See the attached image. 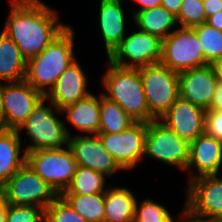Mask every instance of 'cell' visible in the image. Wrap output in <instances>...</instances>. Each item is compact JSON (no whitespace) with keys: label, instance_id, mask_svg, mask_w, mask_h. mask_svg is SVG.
Segmentation results:
<instances>
[{"label":"cell","instance_id":"1","mask_svg":"<svg viewBox=\"0 0 222 222\" xmlns=\"http://www.w3.org/2000/svg\"><path fill=\"white\" fill-rule=\"evenodd\" d=\"M4 32L28 61L39 55L69 25L60 23L58 12L40 0H11Z\"/></svg>","mask_w":222,"mask_h":222},{"label":"cell","instance_id":"2","mask_svg":"<svg viewBox=\"0 0 222 222\" xmlns=\"http://www.w3.org/2000/svg\"><path fill=\"white\" fill-rule=\"evenodd\" d=\"M71 27L68 26L39 55L27 61L25 80L44 97L76 60L73 51L75 33Z\"/></svg>","mask_w":222,"mask_h":222},{"label":"cell","instance_id":"3","mask_svg":"<svg viewBox=\"0 0 222 222\" xmlns=\"http://www.w3.org/2000/svg\"><path fill=\"white\" fill-rule=\"evenodd\" d=\"M103 75L104 96L117 102L136 122H150V111L139 68L121 67L108 59Z\"/></svg>","mask_w":222,"mask_h":222},{"label":"cell","instance_id":"4","mask_svg":"<svg viewBox=\"0 0 222 222\" xmlns=\"http://www.w3.org/2000/svg\"><path fill=\"white\" fill-rule=\"evenodd\" d=\"M47 99L43 97L34 107L31 114L17 131L25 130L31 144L24 148V152L38 149H62L68 146L70 131L65 122L56 117L61 113L51 102L46 105Z\"/></svg>","mask_w":222,"mask_h":222},{"label":"cell","instance_id":"5","mask_svg":"<svg viewBox=\"0 0 222 222\" xmlns=\"http://www.w3.org/2000/svg\"><path fill=\"white\" fill-rule=\"evenodd\" d=\"M181 218L222 221V177L205 175L188 181Z\"/></svg>","mask_w":222,"mask_h":222},{"label":"cell","instance_id":"6","mask_svg":"<svg viewBox=\"0 0 222 222\" xmlns=\"http://www.w3.org/2000/svg\"><path fill=\"white\" fill-rule=\"evenodd\" d=\"M150 122L159 120L179 98L178 73L162 63L140 67Z\"/></svg>","mask_w":222,"mask_h":222},{"label":"cell","instance_id":"7","mask_svg":"<svg viewBox=\"0 0 222 222\" xmlns=\"http://www.w3.org/2000/svg\"><path fill=\"white\" fill-rule=\"evenodd\" d=\"M0 191L10 205H27L46 208L59 194L25 163Z\"/></svg>","mask_w":222,"mask_h":222},{"label":"cell","instance_id":"8","mask_svg":"<svg viewBox=\"0 0 222 222\" xmlns=\"http://www.w3.org/2000/svg\"><path fill=\"white\" fill-rule=\"evenodd\" d=\"M26 163L59 195L69 186L77 168L68 146L26 152Z\"/></svg>","mask_w":222,"mask_h":222},{"label":"cell","instance_id":"9","mask_svg":"<svg viewBox=\"0 0 222 222\" xmlns=\"http://www.w3.org/2000/svg\"><path fill=\"white\" fill-rule=\"evenodd\" d=\"M146 156L185 171L189 159V143L160 120H153L147 123L144 158Z\"/></svg>","mask_w":222,"mask_h":222},{"label":"cell","instance_id":"10","mask_svg":"<svg viewBox=\"0 0 222 222\" xmlns=\"http://www.w3.org/2000/svg\"><path fill=\"white\" fill-rule=\"evenodd\" d=\"M160 63L176 73L207 65L193 28L179 27L163 40Z\"/></svg>","mask_w":222,"mask_h":222},{"label":"cell","instance_id":"11","mask_svg":"<svg viewBox=\"0 0 222 222\" xmlns=\"http://www.w3.org/2000/svg\"><path fill=\"white\" fill-rule=\"evenodd\" d=\"M163 40L140 29L126 36L108 59L121 67L140 68L160 63Z\"/></svg>","mask_w":222,"mask_h":222},{"label":"cell","instance_id":"12","mask_svg":"<svg viewBox=\"0 0 222 222\" xmlns=\"http://www.w3.org/2000/svg\"><path fill=\"white\" fill-rule=\"evenodd\" d=\"M146 122H135L121 133H98L104 148L123 170L135 168L144 158Z\"/></svg>","mask_w":222,"mask_h":222},{"label":"cell","instance_id":"13","mask_svg":"<svg viewBox=\"0 0 222 222\" xmlns=\"http://www.w3.org/2000/svg\"><path fill=\"white\" fill-rule=\"evenodd\" d=\"M43 97L26 80L4 83V128L11 130L20 128Z\"/></svg>","mask_w":222,"mask_h":222},{"label":"cell","instance_id":"14","mask_svg":"<svg viewBox=\"0 0 222 222\" xmlns=\"http://www.w3.org/2000/svg\"><path fill=\"white\" fill-rule=\"evenodd\" d=\"M68 147L79 166L90 168L108 177L123 170L104 148L98 135H71Z\"/></svg>","mask_w":222,"mask_h":222},{"label":"cell","instance_id":"15","mask_svg":"<svg viewBox=\"0 0 222 222\" xmlns=\"http://www.w3.org/2000/svg\"><path fill=\"white\" fill-rule=\"evenodd\" d=\"M206 111L179 97L159 120L191 143L205 133Z\"/></svg>","mask_w":222,"mask_h":222},{"label":"cell","instance_id":"16","mask_svg":"<svg viewBox=\"0 0 222 222\" xmlns=\"http://www.w3.org/2000/svg\"><path fill=\"white\" fill-rule=\"evenodd\" d=\"M179 97L208 110L217 79L211 64L178 73Z\"/></svg>","mask_w":222,"mask_h":222},{"label":"cell","instance_id":"17","mask_svg":"<svg viewBox=\"0 0 222 222\" xmlns=\"http://www.w3.org/2000/svg\"><path fill=\"white\" fill-rule=\"evenodd\" d=\"M220 167H222L221 141L204 133L189 143V159L185 169L190 177L189 181L200 176L219 174ZM192 168L196 169V172H193Z\"/></svg>","mask_w":222,"mask_h":222},{"label":"cell","instance_id":"18","mask_svg":"<svg viewBox=\"0 0 222 222\" xmlns=\"http://www.w3.org/2000/svg\"><path fill=\"white\" fill-rule=\"evenodd\" d=\"M87 86V77L76 59L57 79L45 98L51 101L56 108L62 110L66 106L89 96L91 92L87 89Z\"/></svg>","mask_w":222,"mask_h":222},{"label":"cell","instance_id":"19","mask_svg":"<svg viewBox=\"0 0 222 222\" xmlns=\"http://www.w3.org/2000/svg\"><path fill=\"white\" fill-rule=\"evenodd\" d=\"M98 21L107 58L126 37V15L122 9L121 0H100Z\"/></svg>","mask_w":222,"mask_h":222},{"label":"cell","instance_id":"20","mask_svg":"<svg viewBox=\"0 0 222 222\" xmlns=\"http://www.w3.org/2000/svg\"><path fill=\"white\" fill-rule=\"evenodd\" d=\"M66 120L77 130L87 135H97L100 130V95L96 97L92 93L85 99L62 109Z\"/></svg>","mask_w":222,"mask_h":222},{"label":"cell","instance_id":"21","mask_svg":"<svg viewBox=\"0 0 222 222\" xmlns=\"http://www.w3.org/2000/svg\"><path fill=\"white\" fill-rule=\"evenodd\" d=\"M20 149V133L4 129L0 133V187L26 163V152L21 155Z\"/></svg>","mask_w":222,"mask_h":222},{"label":"cell","instance_id":"22","mask_svg":"<svg viewBox=\"0 0 222 222\" xmlns=\"http://www.w3.org/2000/svg\"><path fill=\"white\" fill-rule=\"evenodd\" d=\"M136 201L129 188L109 186L104 193L103 222H134Z\"/></svg>","mask_w":222,"mask_h":222},{"label":"cell","instance_id":"23","mask_svg":"<svg viewBox=\"0 0 222 222\" xmlns=\"http://www.w3.org/2000/svg\"><path fill=\"white\" fill-rule=\"evenodd\" d=\"M27 61L16 43L4 32L0 33V81L6 83L25 80Z\"/></svg>","mask_w":222,"mask_h":222},{"label":"cell","instance_id":"24","mask_svg":"<svg viewBox=\"0 0 222 222\" xmlns=\"http://www.w3.org/2000/svg\"><path fill=\"white\" fill-rule=\"evenodd\" d=\"M133 20L138 29L162 40L167 38L173 32V28L177 26L175 15L161 5L137 12L133 16Z\"/></svg>","mask_w":222,"mask_h":222},{"label":"cell","instance_id":"25","mask_svg":"<svg viewBox=\"0 0 222 222\" xmlns=\"http://www.w3.org/2000/svg\"><path fill=\"white\" fill-rule=\"evenodd\" d=\"M136 121L124 109L102 93L100 94L99 133H121Z\"/></svg>","mask_w":222,"mask_h":222},{"label":"cell","instance_id":"26","mask_svg":"<svg viewBox=\"0 0 222 222\" xmlns=\"http://www.w3.org/2000/svg\"><path fill=\"white\" fill-rule=\"evenodd\" d=\"M106 178L105 174L77 165L72 181L61 194L92 195L105 193L108 189L105 185Z\"/></svg>","mask_w":222,"mask_h":222},{"label":"cell","instance_id":"27","mask_svg":"<svg viewBox=\"0 0 222 222\" xmlns=\"http://www.w3.org/2000/svg\"><path fill=\"white\" fill-rule=\"evenodd\" d=\"M60 196L87 221H104V193L92 195L60 194Z\"/></svg>","mask_w":222,"mask_h":222},{"label":"cell","instance_id":"28","mask_svg":"<svg viewBox=\"0 0 222 222\" xmlns=\"http://www.w3.org/2000/svg\"><path fill=\"white\" fill-rule=\"evenodd\" d=\"M208 64L222 57V31L207 23L193 27Z\"/></svg>","mask_w":222,"mask_h":222},{"label":"cell","instance_id":"29","mask_svg":"<svg viewBox=\"0 0 222 222\" xmlns=\"http://www.w3.org/2000/svg\"><path fill=\"white\" fill-rule=\"evenodd\" d=\"M134 222H176L167 208L146 198L140 204L136 201ZM177 222H183L178 220Z\"/></svg>","mask_w":222,"mask_h":222},{"label":"cell","instance_id":"30","mask_svg":"<svg viewBox=\"0 0 222 222\" xmlns=\"http://www.w3.org/2000/svg\"><path fill=\"white\" fill-rule=\"evenodd\" d=\"M178 25L183 28H193L207 22L203 0H183L175 16Z\"/></svg>","mask_w":222,"mask_h":222},{"label":"cell","instance_id":"31","mask_svg":"<svg viewBox=\"0 0 222 222\" xmlns=\"http://www.w3.org/2000/svg\"><path fill=\"white\" fill-rule=\"evenodd\" d=\"M45 222H89L60 195L45 208Z\"/></svg>","mask_w":222,"mask_h":222},{"label":"cell","instance_id":"32","mask_svg":"<svg viewBox=\"0 0 222 222\" xmlns=\"http://www.w3.org/2000/svg\"><path fill=\"white\" fill-rule=\"evenodd\" d=\"M6 222H45V209L38 206L9 204Z\"/></svg>","mask_w":222,"mask_h":222},{"label":"cell","instance_id":"33","mask_svg":"<svg viewBox=\"0 0 222 222\" xmlns=\"http://www.w3.org/2000/svg\"><path fill=\"white\" fill-rule=\"evenodd\" d=\"M205 133L222 142V111H206Z\"/></svg>","mask_w":222,"mask_h":222},{"label":"cell","instance_id":"34","mask_svg":"<svg viewBox=\"0 0 222 222\" xmlns=\"http://www.w3.org/2000/svg\"><path fill=\"white\" fill-rule=\"evenodd\" d=\"M203 7L207 16V19L222 11V0H203Z\"/></svg>","mask_w":222,"mask_h":222},{"label":"cell","instance_id":"35","mask_svg":"<svg viewBox=\"0 0 222 222\" xmlns=\"http://www.w3.org/2000/svg\"><path fill=\"white\" fill-rule=\"evenodd\" d=\"M208 110L222 111V83L217 82L213 100Z\"/></svg>","mask_w":222,"mask_h":222},{"label":"cell","instance_id":"36","mask_svg":"<svg viewBox=\"0 0 222 222\" xmlns=\"http://www.w3.org/2000/svg\"><path fill=\"white\" fill-rule=\"evenodd\" d=\"M140 6L132 16H134L137 12L144 11L147 9H151L161 5V0H132Z\"/></svg>","mask_w":222,"mask_h":222},{"label":"cell","instance_id":"37","mask_svg":"<svg viewBox=\"0 0 222 222\" xmlns=\"http://www.w3.org/2000/svg\"><path fill=\"white\" fill-rule=\"evenodd\" d=\"M183 0H161V6L165 7L173 15H177Z\"/></svg>","mask_w":222,"mask_h":222},{"label":"cell","instance_id":"38","mask_svg":"<svg viewBox=\"0 0 222 222\" xmlns=\"http://www.w3.org/2000/svg\"><path fill=\"white\" fill-rule=\"evenodd\" d=\"M206 23L209 24L211 27H214L222 31V11L217 12L216 14L210 16L207 19Z\"/></svg>","mask_w":222,"mask_h":222},{"label":"cell","instance_id":"39","mask_svg":"<svg viewBox=\"0 0 222 222\" xmlns=\"http://www.w3.org/2000/svg\"><path fill=\"white\" fill-rule=\"evenodd\" d=\"M8 205L9 203L0 191V222H6Z\"/></svg>","mask_w":222,"mask_h":222},{"label":"cell","instance_id":"40","mask_svg":"<svg viewBox=\"0 0 222 222\" xmlns=\"http://www.w3.org/2000/svg\"><path fill=\"white\" fill-rule=\"evenodd\" d=\"M211 66L214 70L217 81L222 83V57L214 61Z\"/></svg>","mask_w":222,"mask_h":222},{"label":"cell","instance_id":"41","mask_svg":"<svg viewBox=\"0 0 222 222\" xmlns=\"http://www.w3.org/2000/svg\"><path fill=\"white\" fill-rule=\"evenodd\" d=\"M3 90H4V82L0 81V124L3 125L4 120V110H3Z\"/></svg>","mask_w":222,"mask_h":222},{"label":"cell","instance_id":"42","mask_svg":"<svg viewBox=\"0 0 222 222\" xmlns=\"http://www.w3.org/2000/svg\"><path fill=\"white\" fill-rule=\"evenodd\" d=\"M183 222H222V221H210L203 219H183Z\"/></svg>","mask_w":222,"mask_h":222},{"label":"cell","instance_id":"43","mask_svg":"<svg viewBox=\"0 0 222 222\" xmlns=\"http://www.w3.org/2000/svg\"><path fill=\"white\" fill-rule=\"evenodd\" d=\"M4 125L0 124V133L4 130Z\"/></svg>","mask_w":222,"mask_h":222}]
</instances>
